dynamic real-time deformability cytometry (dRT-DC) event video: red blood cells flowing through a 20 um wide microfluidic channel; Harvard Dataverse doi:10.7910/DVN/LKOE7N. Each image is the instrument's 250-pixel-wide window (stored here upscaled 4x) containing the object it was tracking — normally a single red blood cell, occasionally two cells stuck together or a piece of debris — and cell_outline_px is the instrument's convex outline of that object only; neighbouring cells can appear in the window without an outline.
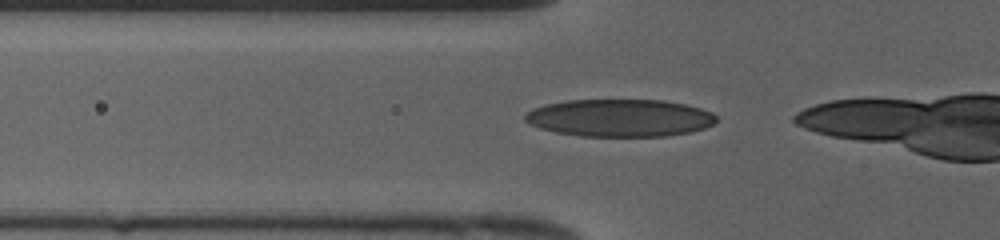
{"species": "human", "species_latin": "Homo sapiens", "temperature_condition": "cold", "stored_images_in_passage": 18, "camera_frame_rate_fps": 3000, "um_per_image_px": 0.085, "donor": {"sex": "female"}, "frame": {"image": 1, "passage_image": 13, "time_ms": 4.0, "image_size_px": [1000, 240], "cell_outline_px": [[716, 120], [712, 124], [704, 128], [688, 132], [668, 136], [580, 136], [556, 132], [540, 128], [528, 124], [524, 120], [524, 116], [532, 108], [544, 104], [568, 100], [664, 100], [684, 104], [700, 108], [712, 112], [716, 116]], "centroid_in_image_um": [52.65, 10.02], "position_along_channel_um": 73.2, "area_um2": 41.85}}
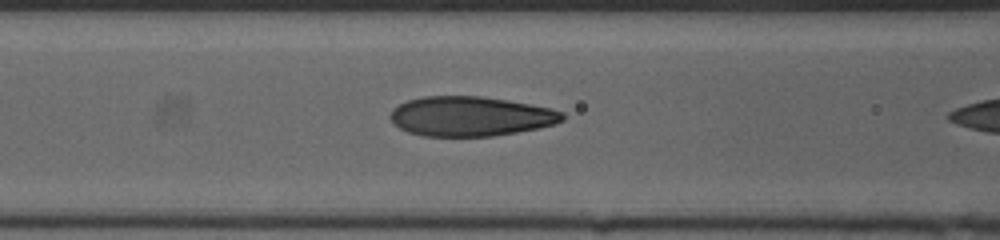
{"frame": {"image": 2, "passage_image": 17, "time_ms": 5.333, "image_size_px": [1000, 240], "cell_outline_px": [[564, 120], [556, 124], [540, 128], [492, 136], [424, 136], [408, 132], [400, 128], [388, 116], [392, 108], [408, 100], [424, 96], [480, 96], [508, 100], [532, 104], [552, 108], [564, 112]], "centroid_in_image_um": [40.02, 9.88], "position_along_channel_um": 126.6, "area_um2": 40.0}}